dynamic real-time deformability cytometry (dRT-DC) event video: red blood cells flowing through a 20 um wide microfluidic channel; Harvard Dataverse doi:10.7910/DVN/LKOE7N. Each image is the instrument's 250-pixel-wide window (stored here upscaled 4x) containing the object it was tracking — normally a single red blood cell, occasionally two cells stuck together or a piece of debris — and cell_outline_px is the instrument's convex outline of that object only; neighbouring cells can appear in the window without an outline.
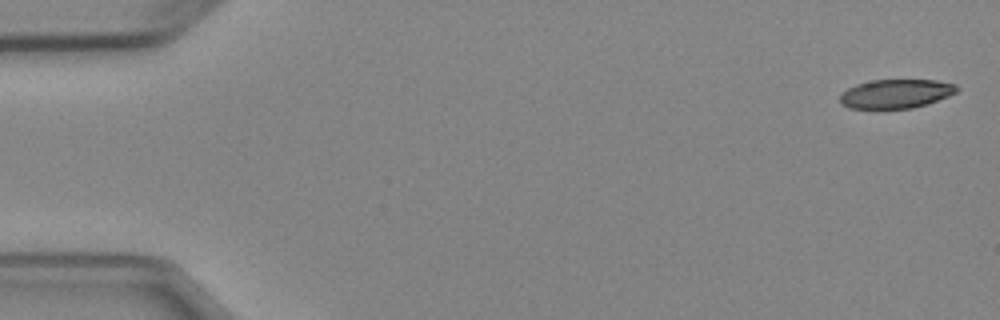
{"species": "Egyptian fruit bat (a non-hibernating species)", "species_latin": "Rousettus aegyptiacus", "temperature_condition": "cold", "stored_images_in_passage": 4, "camera_frame_rate_fps": 3000, "um_per_image_px": 0.085, "animal": {"sex": "female"}, "frame": {"image": 1, "passage_image": 1, "time_ms": 0.0, "image_size_px": [1000, 320], "cell_outline_px": [[960, 88], [956, 92], [948, 96], [912, 108], [848, 108], [840, 104], [840, 96], [848, 88], [856, 84], [872, 80], [936, 80], [956, 84]], "centroid_in_image_um": [76.15, 7.96], "position_along_channel_um": 8.9, "area_um2": 19.54}}
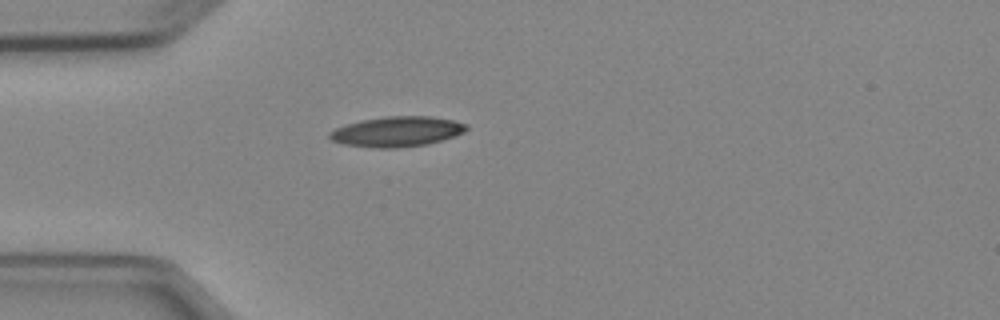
{"frame": {"image": 2, "passage_image": 4, "time_ms": 4.333, "image_size_px": [1000, 320], "cell_outline_px": [[468, 128], [464, 132], [428, 144], [396, 148], [376, 148], [344, 144], [332, 140], [328, 136], [328, 132], [336, 128], [360, 120], [384, 116], [432, 116], [452, 120], [468, 124]], "centroid_in_image_um": [33.73, 11.18], "position_along_channel_um": 51.3, "area_um2": 23.99}}